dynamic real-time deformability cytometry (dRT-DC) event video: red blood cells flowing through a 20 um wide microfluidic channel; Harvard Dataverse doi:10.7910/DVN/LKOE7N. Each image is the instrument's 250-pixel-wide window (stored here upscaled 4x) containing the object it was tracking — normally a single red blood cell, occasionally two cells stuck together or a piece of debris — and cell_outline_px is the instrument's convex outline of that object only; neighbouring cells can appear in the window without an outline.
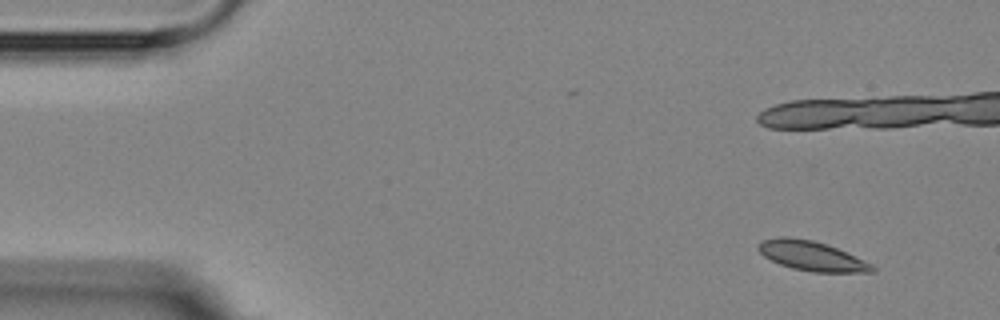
{"species": "Egyptian fruit bat (a non-hibernating species)", "species_latin": "Rousettus aegyptiacus", "temperature_condition": "room temperature", "stored_images_in_passage": 6, "camera_frame_rate_fps": 3000, "um_per_image_px": 0.085, "animal": {"sex": "female"}, "frame": {"image": 1, "passage_image": 1, "time_ms": 0.0, "image_size_px": [1000, 320], "cell_outline_px": [[876, 272], [812, 272], [792, 268], [780, 264], [764, 256], [756, 248], [764, 240], [780, 236], [788, 236], [812, 240], [836, 248], [864, 260], [872, 264], [876, 268]], "centroid_in_image_um": [69.0, 21.76], "position_along_channel_um": 16.0, "area_um2": 19.42}}
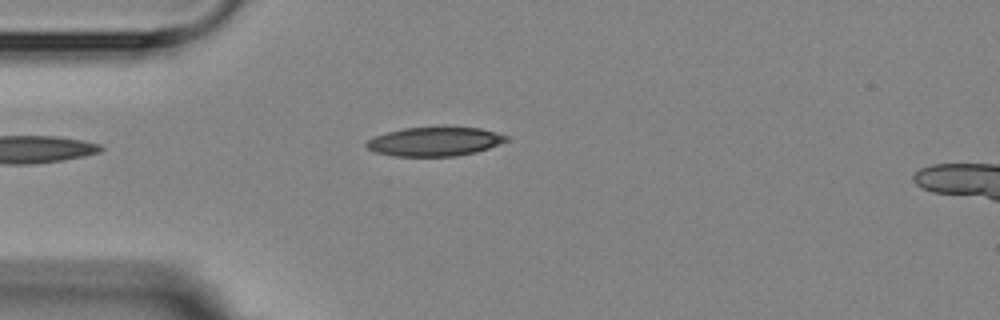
{"frame": {"image": 2, "passage_image": 6, "time_ms": 5.667, "image_size_px": [1000, 320], "cell_outline_px": [[508, 140], [500, 144], [476, 152], [456, 156], [392, 156], [376, 152], [368, 148], [364, 144], [368, 140], [376, 136], [388, 132], [404, 128], [444, 124], [480, 128], [496, 132], [508, 136]], "centroid_in_image_um": [36.99, 11.99], "position_along_channel_um": 48.0, "area_um2": 24.39}}